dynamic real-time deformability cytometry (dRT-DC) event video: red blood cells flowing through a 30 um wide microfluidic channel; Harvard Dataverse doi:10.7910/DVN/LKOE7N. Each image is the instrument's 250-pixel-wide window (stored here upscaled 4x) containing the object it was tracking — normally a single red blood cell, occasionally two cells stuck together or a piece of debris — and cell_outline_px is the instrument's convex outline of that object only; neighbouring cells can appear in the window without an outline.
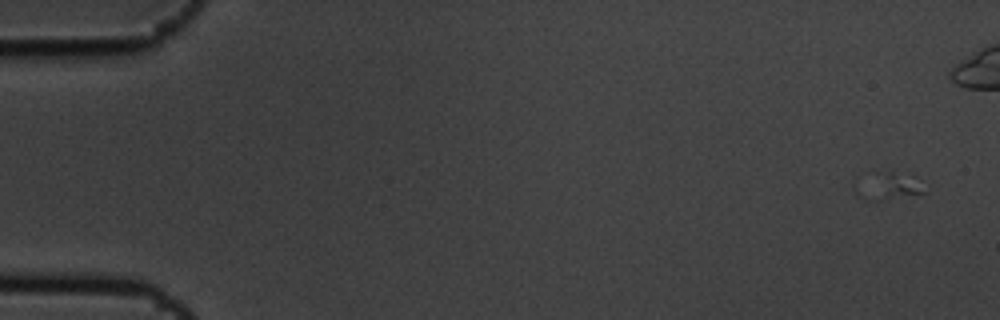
{"species": "common noctule bat (a hibernating species)", "species_latin": "Nyctalus noctula", "temperature_condition": "cold", "stored_images_in_passage": 11, "camera_frame_rate_fps": 3000, "um_per_image_px": 0.085, "animal": {"sex": "male", "body_mass_g": 19.5, "forearm_length_mm": 54.6}, "frame": {"image": 1, "passage_image": 1, "time_ms": 0.0, "image_size_px": [1000, 320], "cell_outline_px": [[924, 192], [880, 200], [868, 200], [856, 196], [852, 188], [852, 184], [888, 172], [892, 172], [916, 176]], "centroid_in_image_um": [75.43, 15.86], "position_along_channel_um": 9.6, "area_um2": 10.29}}